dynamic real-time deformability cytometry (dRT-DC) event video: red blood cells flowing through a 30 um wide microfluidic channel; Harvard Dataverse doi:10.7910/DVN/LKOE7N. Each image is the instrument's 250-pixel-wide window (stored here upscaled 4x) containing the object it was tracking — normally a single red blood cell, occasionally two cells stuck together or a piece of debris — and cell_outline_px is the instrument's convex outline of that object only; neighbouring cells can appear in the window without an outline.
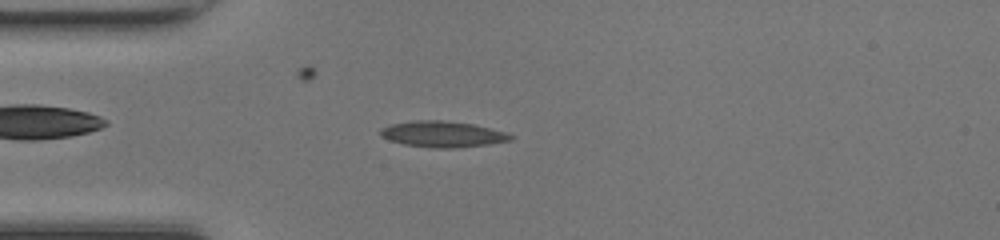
{"species": "common noctule bat (a hibernating species)", "species_latin": "Nyctalus noctula", "temperature_condition": "room temperature", "stored_images_in_passage": 45, "camera_frame_rate_fps": 3000, "um_per_image_px": 0.085, "animal": {"sex": "female", "body_mass_g": 17.0, "forearm_length_mm": 48.0}, "frame": {"image": 1, "passage_image": 9, "time_ms": 2.667, "image_size_px": [1000, 240], "cell_outline_px": [[516, 136], [512, 140], [488, 144], [456, 148], [432, 148], [404, 144], [380, 136], [380, 128], [392, 124], [412, 120], [444, 120], [472, 124], [508, 132]], "centroid_in_image_um": [37.66, 11.4], "position_along_channel_um": 47.3, "area_um2": 19.83}}
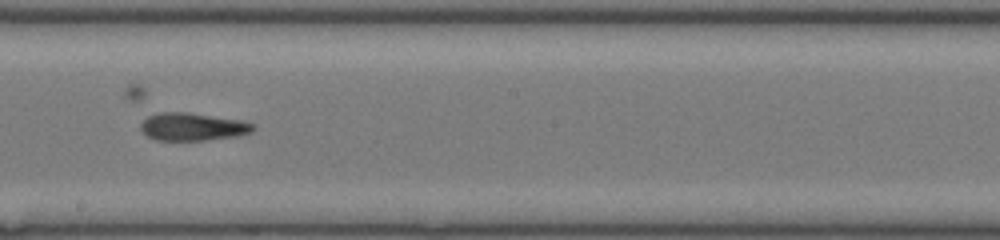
{"frame": {"image": 2, "passage_image": 23, "time_ms": 7.333, "image_size_px": [1000, 240], "cell_outline_px": [[256, 128], [252, 132], [240, 136], [204, 140], [156, 140], [148, 136], [140, 128], [140, 124], [148, 116], [160, 112], [188, 112], [240, 120], [256, 124]], "centroid_in_image_um": [16.42, 10.77], "position_along_channel_um": 231.8, "area_um2": 18.26}}
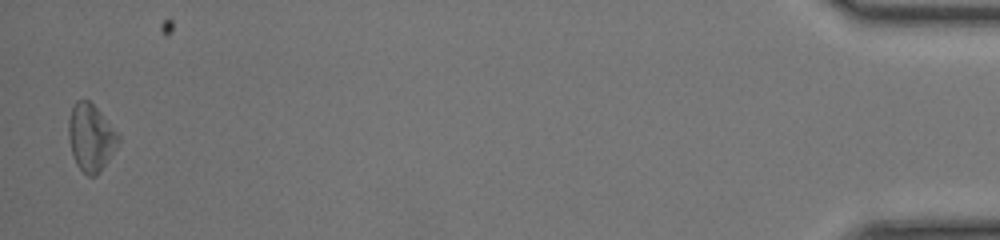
{"frame": {"image": 3, "passage_image": 44, "time_ms": 14.333, "image_size_px": [1000, 240], "cell_outline_px": [[120, 140], [108, 160], [100, 172], [96, 176], [88, 176], [76, 164], [72, 152], [68, 136], [68, 120], [72, 104], [76, 100], [88, 100], [100, 112], [120, 136]], "centroid_in_image_um": [7.7, 11.68], "position_along_channel_um": 427.5, "area_um2": 19.31}, "authors_computed_cell_mechanics": {"area_um2": 18.5538, "velocity_mm_per_s": 4.2355, "shape_relaxation_time_tau1_ms": null, "shape_relaxation_time_tau2_ms": 4.435, "deformation_change_tau1": null, "deformation_change_tau2": 0.1466}}